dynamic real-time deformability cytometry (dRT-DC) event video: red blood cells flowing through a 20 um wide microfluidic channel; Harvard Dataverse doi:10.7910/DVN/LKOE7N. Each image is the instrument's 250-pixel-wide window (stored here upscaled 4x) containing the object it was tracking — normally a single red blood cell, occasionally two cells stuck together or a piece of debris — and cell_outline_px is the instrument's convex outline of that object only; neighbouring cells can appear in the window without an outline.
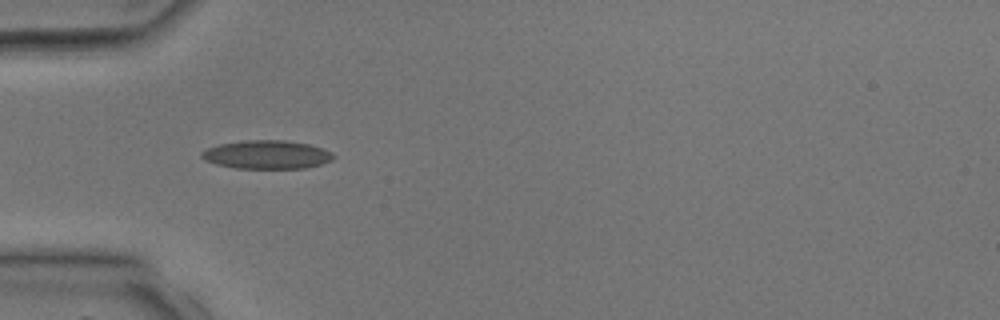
{"species": "common noctule bat (a hibernating species)", "species_latin": "Nyctalus noctula", "temperature_condition": "room temperature", "stored_images_in_passage": 4, "camera_frame_rate_fps": 3000, "um_per_image_px": 0.085, "animal": {"sex": "male", "body_mass_g": 17.9, "forearm_length_mm": 54.2}, "frame": {"image": 1, "passage_image": 4, "time_ms": 4.667, "image_size_px": [1000, 320], "cell_outline_px": [[336, 156], [332, 160], [320, 164], [304, 168], [236, 168], [216, 164], [204, 160], [200, 156], [200, 152], [208, 148], [220, 144], [244, 140], [284, 140], [308, 144], [332, 152]], "centroid_in_image_um": [22.66, 13.14], "position_along_channel_um": 62.3, "area_um2": 21.79}}